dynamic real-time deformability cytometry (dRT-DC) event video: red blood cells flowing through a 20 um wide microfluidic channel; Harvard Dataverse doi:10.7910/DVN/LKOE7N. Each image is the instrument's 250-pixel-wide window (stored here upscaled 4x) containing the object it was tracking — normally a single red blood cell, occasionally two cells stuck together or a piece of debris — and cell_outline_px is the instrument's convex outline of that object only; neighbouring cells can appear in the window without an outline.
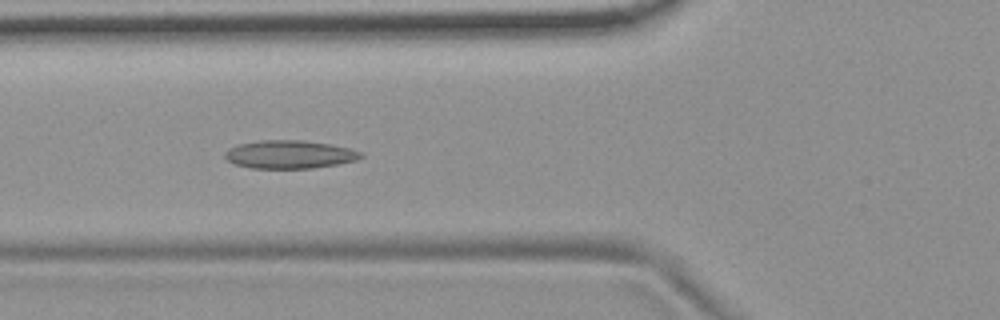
{"species": "common noctule bat (a hibernating species)", "species_latin": "Nyctalus noctula", "temperature_condition": "room temperature", "stored_images_in_passage": 55, "camera_frame_rate_fps": 3000, "um_per_image_px": 0.085, "animal": {"sex": "female", "body_mass_g": 19.9}, "frame": {"image": 1, "passage_image": 20, "time_ms": 6.333, "image_size_px": [1000, 320], "cell_outline_px": [[364, 156], [356, 160], [336, 164], [312, 168], [248, 168], [232, 164], [224, 156], [224, 152], [228, 148], [240, 144], [260, 140], [304, 140], [332, 144], [348, 148], [360, 152]], "centroid_in_image_um": [24.57, 13.12], "position_along_channel_um": 101.2, "area_um2": 22.37}}
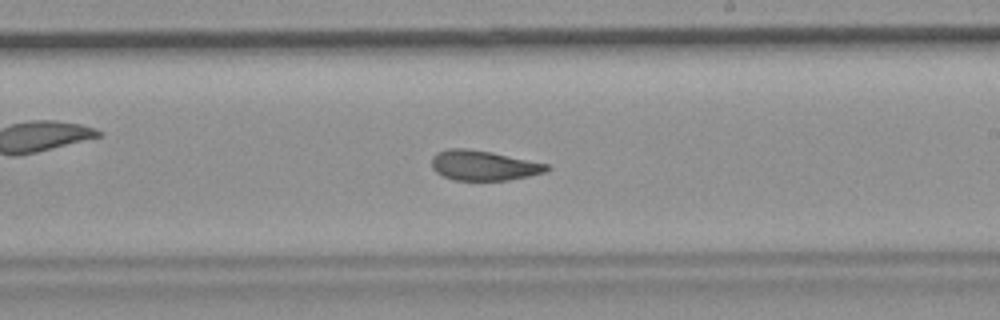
{"frame": {"image": 2, "passage_image": 32, "time_ms": 10.333, "image_size_px": [1000, 320], "cell_outline_px": [[552, 168], [548, 172], [508, 180], [452, 180], [436, 172], [432, 168], [432, 156], [436, 152], [448, 148], [464, 148], [492, 152], [552, 164]], "centroid_in_image_um": [41.16, 14.06], "position_along_channel_um": 247.8, "area_um2": 20.46}}
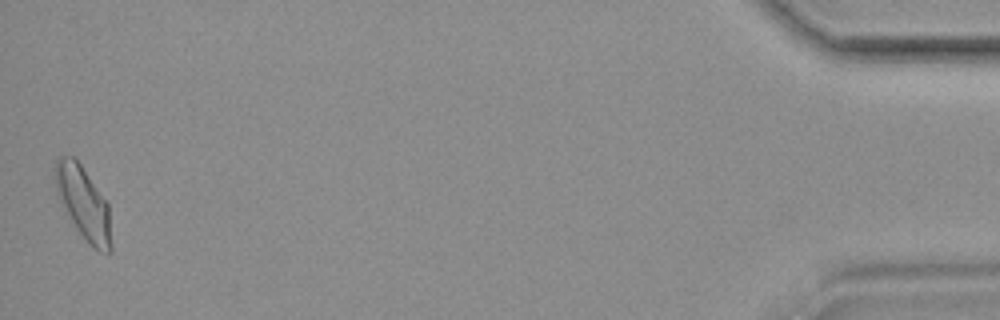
{"frame": {"image": 3, "passage_image": 54, "time_ms": 17.667, "image_size_px": [1000, 320], "cell_outline_px": [[112, 252], [100, 252], [76, 228], [60, 200], [56, 188], [56, 156], [72, 156], [80, 164], [108, 204], [112, 248]], "centroid_in_image_um": [7.11, 17.25], "position_along_channel_um": 428.1, "area_um2": 22.77}}